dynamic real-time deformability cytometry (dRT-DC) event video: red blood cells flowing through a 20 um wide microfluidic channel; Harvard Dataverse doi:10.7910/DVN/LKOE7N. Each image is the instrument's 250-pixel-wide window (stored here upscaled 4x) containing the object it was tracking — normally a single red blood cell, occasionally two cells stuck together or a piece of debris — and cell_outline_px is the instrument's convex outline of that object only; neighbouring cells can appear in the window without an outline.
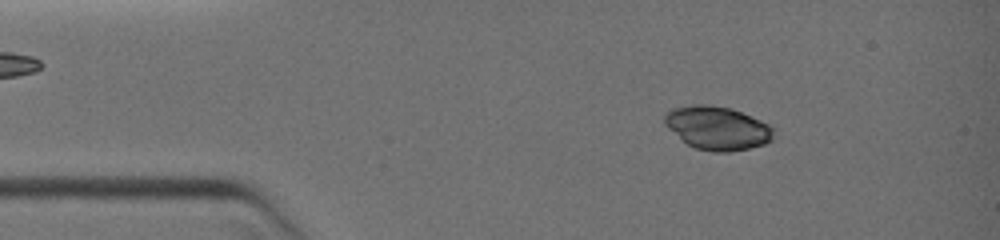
{"species": "common noctule bat (a hibernating species)", "species_latin": "Nyctalus noctula", "temperature_condition": "warm", "stored_images_in_passage": 10, "camera_frame_rate_fps": 3000, "um_per_image_px": 0.085, "animal": {"sex": "female", "body_mass_g": 19.0, "forearm_length_mm": 51.5}, "frame": {"image": 1, "passage_image": 4, "time_ms": 1.333, "image_size_px": [1000, 240], "cell_outline_px": [[772, 140], [764, 144], [748, 148], [728, 152], [712, 152], [696, 148], [680, 140], [664, 124], [664, 112], [672, 108], [692, 104], [708, 104], [732, 108], [760, 120], [768, 124], [772, 128]], "centroid_in_image_um": [60.91, 10.87], "position_along_channel_um": 24.1, "area_um2": 27.74}}
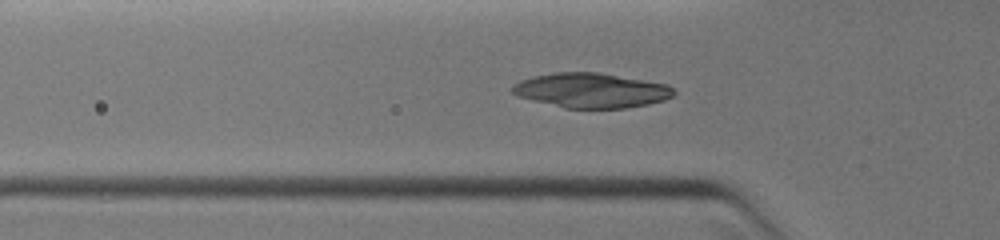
{"frame": {"image": 2, "passage_image": 9, "time_ms": 3.667, "image_size_px": [1000, 240], "cell_outline_px": [[676, 92], [672, 96], [664, 100], [648, 104], [628, 108], [564, 108], [532, 100], [520, 96], [512, 92], [512, 84], [520, 80], [532, 76], [552, 72], [600, 72], [668, 84]], "centroid_in_image_um": [50.26, 7.67], "position_along_channel_um": 75.5, "area_um2": 32.83}}